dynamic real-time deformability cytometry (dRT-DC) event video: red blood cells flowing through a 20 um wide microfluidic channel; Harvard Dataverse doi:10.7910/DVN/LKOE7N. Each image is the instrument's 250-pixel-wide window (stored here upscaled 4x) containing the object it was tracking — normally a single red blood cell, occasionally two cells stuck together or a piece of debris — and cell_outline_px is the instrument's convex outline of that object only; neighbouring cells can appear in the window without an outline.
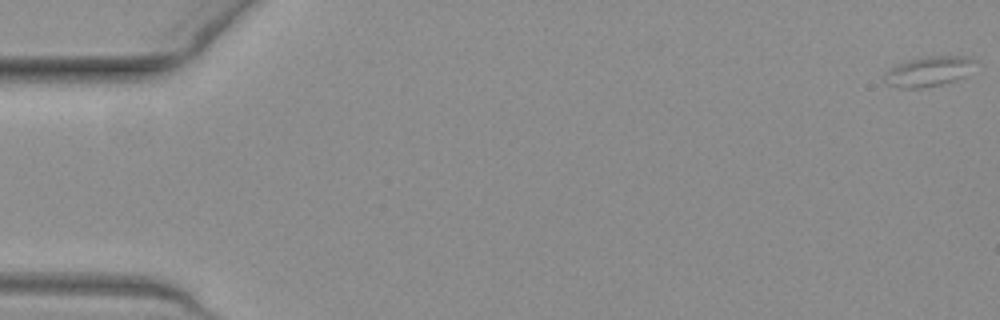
{"species": "common noctule bat (a hibernating species)", "species_latin": "Nyctalus noctula", "temperature_condition": "warm", "stored_images_in_passage": 53, "camera_frame_rate_fps": 3000, "um_per_image_px": 0.085, "animal": {"sex": "female", "body_mass_g": 19.3, "forearm_length_mm": 54.1}, "frame": {"image": 1, "passage_image": 1, "time_ms": 0.0, "image_size_px": [1000, 320], "cell_outline_px": [[976, 60], [964, 76], [956, 80], [924, 88], [900, 88], [884, 84], [884, 72], [888, 68], [904, 60], [932, 56], [964, 56]], "centroid_in_image_um": [78.82, 6.07], "position_along_channel_um": 6.2, "area_um2": 15.9}}
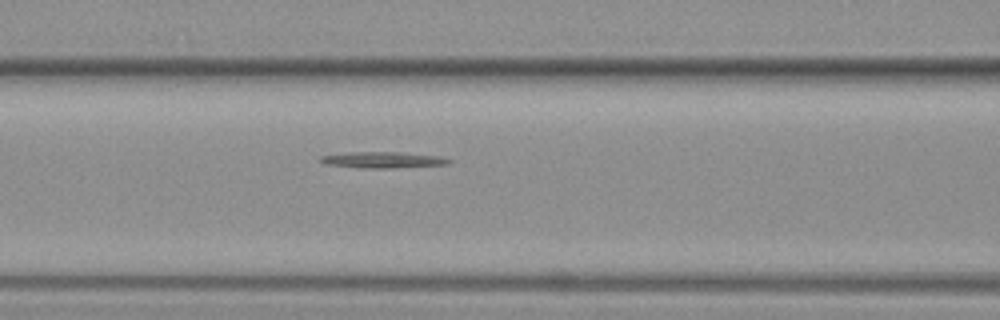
{"frame": {"image": 2, "passage_image": 23, "time_ms": 7.333, "image_size_px": [1000, 320], "cell_outline_px": [[452, 160], [448, 164], [392, 168], [356, 168], [324, 164], [320, 160], [320, 156], [348, 152], [400, 152], [440, 156]], "centroid_in_image_um": [32.51, 13.59], "position_along_channel_um": 134.1, "area_um2": 12.14}}
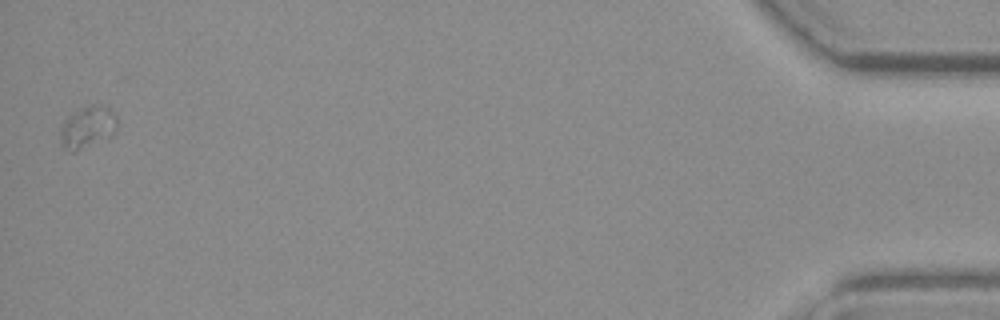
{"frame": {"image": 3, "passage_image": 53, "time_ms": 17.333, "image_size_px": [1000, 320], "cell_outline_px": [[116, 128], [108, 136], [76, 152], [68, 152], [60, 144], [60, 124], [68, 116], [84, 108], [96, 104], [100, 104], [108, 108], [116, 116]], "centroid_in_image_um": [7.37, 10.84], "position_along_channel_um": 427.8, "area_um2": 13.58}}